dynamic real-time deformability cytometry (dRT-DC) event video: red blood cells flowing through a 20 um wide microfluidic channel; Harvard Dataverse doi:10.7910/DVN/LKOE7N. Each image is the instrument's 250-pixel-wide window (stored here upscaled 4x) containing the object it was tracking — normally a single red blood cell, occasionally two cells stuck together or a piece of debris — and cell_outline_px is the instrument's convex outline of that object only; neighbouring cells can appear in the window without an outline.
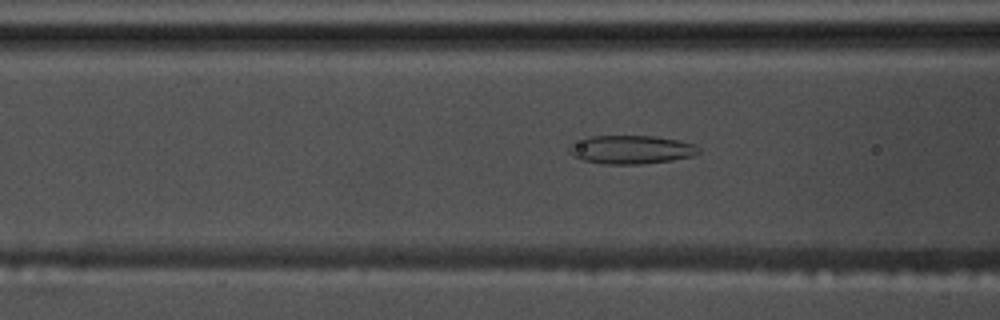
{"species": "common noctule bat (a hibernating species)", "species_latin": "Nyctalus noctula", "temperature_condition": "warm", "stored_images_in_passage": 51, "camera_frame_rate_fps": 3000, "um_per_image_px": 0.085, "animal": {"sex": "male", "body_mass_g": 17.5, "forearm_length_mm": 52.3}, "frame": {"image": 1, "passage_image": 17, "time_ms": 5.333, "image_size_px": [1000, 320], "cell_outline_px": [[700, 152], [692, 156], [672, 160], [640, 164], [604, 164], [584, 160], [572, 156], [568, 152], [568, 144], [592, 136], [652, 136], [676, 140], [692, 144], [700, 148]], "centroid_in_image_um": [53.6, 12.72], "position_along_channel_um": 113.0, "area_um2": 21.39}}
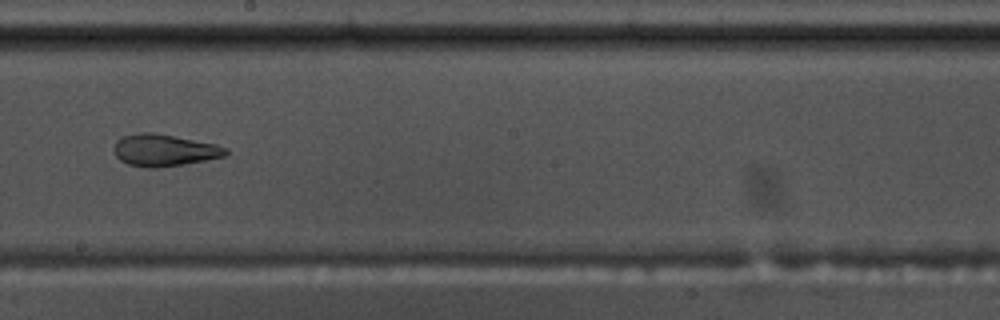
{"frame": {"image": 2, "passage_image": 27, "time_ms": 8.667, "image_size_px": [1000, 320], "cell_outline_px": [[228, 152], [224, 156], [184, 164], [156, 168], [148, 168], [128, 164], [120, 160], [116, 156], [116, 140], [124, 136], [140, 132], [152, 132], [216, 144], [228, 148]], "centroid_in_image_um": [13.97, 12.77], "position_along_channel_um": 234.2, "area_um2": 20.52}}
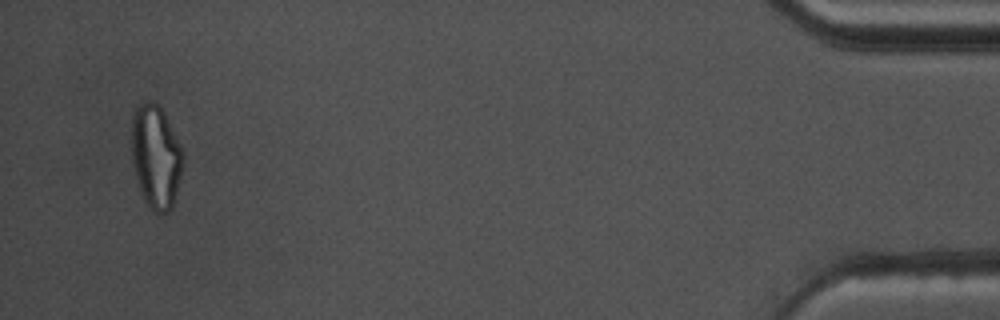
{"frame": {"image": 3, "passage_image": 49, "time_ms": 16.0, "image_size_px": [1000, 320], "cell_outline_px": [[184, 160], [172, 208], [168, 212], [156, 212], [148, 208], [140, 192], [132, 168], [132, 112], [136, 104], [144, 100], [156, 100], [164, 112], [184, 152]], "centroid_in_image_um": [13.22, 13.26], "position_along_channel_um": 422.0, "area_um2": 31.62}, "authors_computed_cell_mechanics": {"area_um2": 23.8136, "velocity_mm_per_s": 3.6468, "shape_relaxation_time_tau1_ms": null, "shape_relaxation_time_tau2_ms": 2.2866, "deformation_change_tau1": null, "deformation_change_tau2": 0.0964}}